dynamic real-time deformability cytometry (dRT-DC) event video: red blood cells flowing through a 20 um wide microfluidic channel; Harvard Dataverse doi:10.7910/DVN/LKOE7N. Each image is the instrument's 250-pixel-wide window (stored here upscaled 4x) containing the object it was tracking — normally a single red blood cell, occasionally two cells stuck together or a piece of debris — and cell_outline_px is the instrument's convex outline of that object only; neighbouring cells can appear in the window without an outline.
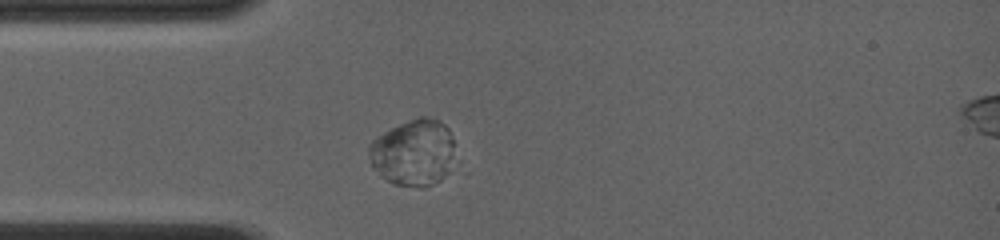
{"species": "common noctule bat (a hibernating species)", "species_latin": "Nyctalus noctula", "temperature_condition": "room temperature", "stored_images_in_passage": 29, "camera_frame_rate_fps": 4000, "um_per_image_px": 0.085, "animal": {"sex": "female", "body_mass_g": 19.0, "forearm_length_mm": 56.7}, "frame": {"image": 1, "passage_image": 4, "time_ms": 1.5, "image_size_px": [1000, 240], "cell_outline_px": [[452, 160], [440, 180], [424, 188], [420, 188], [392, 184], [380, 176], [372, 168], [368, 156], [368, 144], [376, 136], [400, 124], [420, 116], [424, 116], [440, 120], [448, 128], [452, 136]], "centroid_in_image_um": [35.07, 12.98], "position_along_channel_um": 49.9, "area_um2": 33.35}}
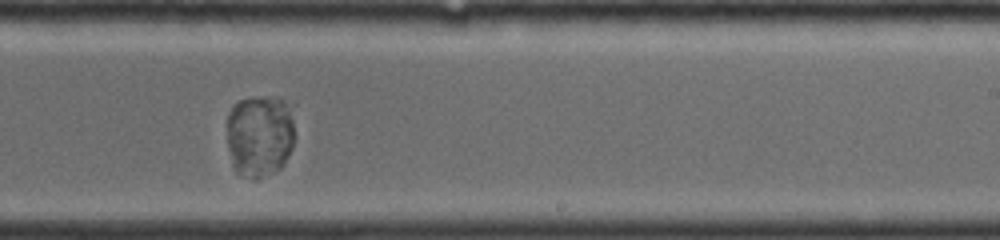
{"frame": {"image": 2, "passage_image": 17, "time_ms": 7.25, "image_size_px": [1000, 240], "cell_outline_px": [[292, 148], [284, 164], [276, 172], [256, 180], [240, 176], [236, 172], [232, 164], [228, 148], [228, 112], [232, 104], [248, 96], [264, 96], [280, 100], [284, 104], [292, 120]], "centroid_in_image_um": [22.01, 11.57], "position_along_channel_um": 267.0, "area_um2": 32.6}}
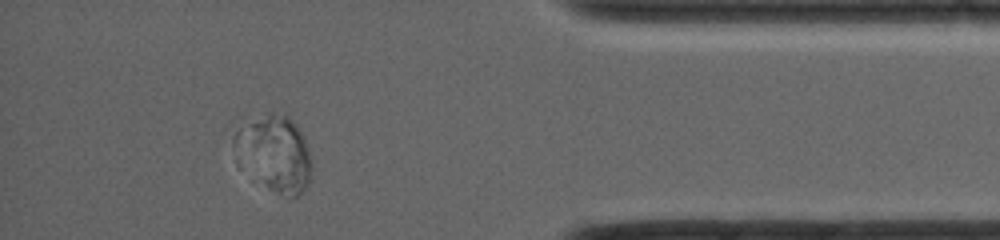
{"frame": {"image": 3, "passage_image": 26, "time_ms": 11.5, "image_size_px": [1000, 240], "cell_outline_px": [[312, 168], [308, 184], [296, 196], [288, 200], [268, 188], [232, 144], [232, 136], [240, 128], [268, 112], [288, 112], [296, 124], [304, 140], [312, 164]], "centroid_in_image_um": [23.44, 12.99], "position_along_channel_um": 411.8, "area_um2": 32.89}}